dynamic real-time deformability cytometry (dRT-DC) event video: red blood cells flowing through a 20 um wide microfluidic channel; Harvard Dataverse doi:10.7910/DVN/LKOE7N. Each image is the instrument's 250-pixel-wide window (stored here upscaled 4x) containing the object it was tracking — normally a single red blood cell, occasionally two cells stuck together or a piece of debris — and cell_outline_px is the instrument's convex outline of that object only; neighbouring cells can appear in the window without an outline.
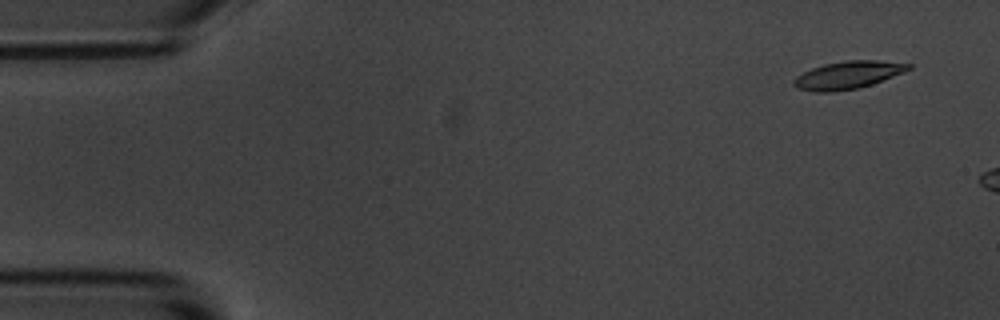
{"species": "common noctule bat (a hibernating species)", "species_latin": "Nyctalus noctula", "temperature_condition": "room temperature", "stored_images_in_passage": 3, "camera_frame_rate_fps": 3000, "um_per_image_px": 0.085, "animal": {"sex": "male", "body_mass_g": 20.1, "forearm_length_mm": 53.5}, "frame": {"image": 1, "passage_image": 1, "time_ms": 0.0, "image_size_px": [1000, 320], "cell_outline_px": [[912, 68], [904, 72], [872, 84], [860, 88], [832, 92], [812, 92], [796, 88], [792, 84], [792, 80], [796, 76], [812, 68], [824, 64], [848, 60], [880, 60], [912, 64]], "centroid_in_image_um": [72.05, 6.38], "position_along_channel_um": 12.9, "area_um2": 18.67}}